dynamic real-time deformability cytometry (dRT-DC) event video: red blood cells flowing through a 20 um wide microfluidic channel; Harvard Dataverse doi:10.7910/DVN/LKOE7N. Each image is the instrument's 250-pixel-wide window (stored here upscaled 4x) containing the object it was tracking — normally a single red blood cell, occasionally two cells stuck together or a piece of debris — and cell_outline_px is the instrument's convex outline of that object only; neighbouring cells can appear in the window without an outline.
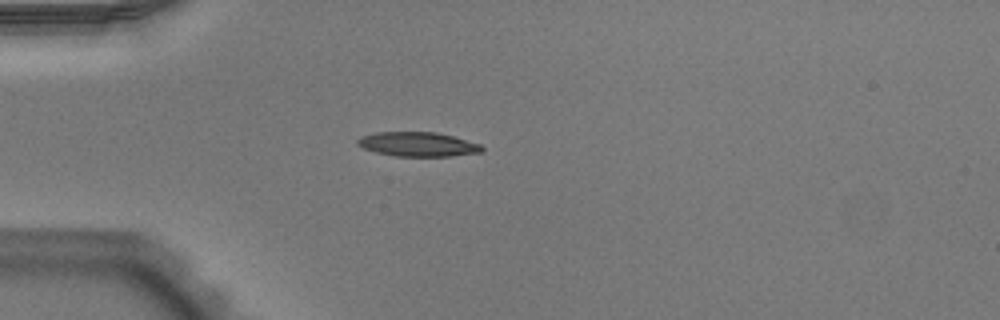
{"species": "Egyptian fruit bat (a non-hibernating species)", "species_latin": "Rousettus aegyptiacus", "temperature_condition": "warm", "stored_images_in_passage": 51, "camera_frame_rate_fps": 3000, "um_per_image_px": 0.085, "animal": {"sex": "male"}, "frame": {"image": 1, "passage_image": 14, "time_ms": 4.333, "image_size_px": [1000, 320], "cell_outline_px": [[484, 152], [448, 156], [396, 156], [376, 152], [364, 148], [356, 144], [356, 140], [360, 136], [376, 132], [436, 132], [452, 136], [480, 144], [484, 148]], "centroid_in_image_um": [35.5, 12.26], "position_along_channel_um": 49.5, "area_um2": 17.63}}
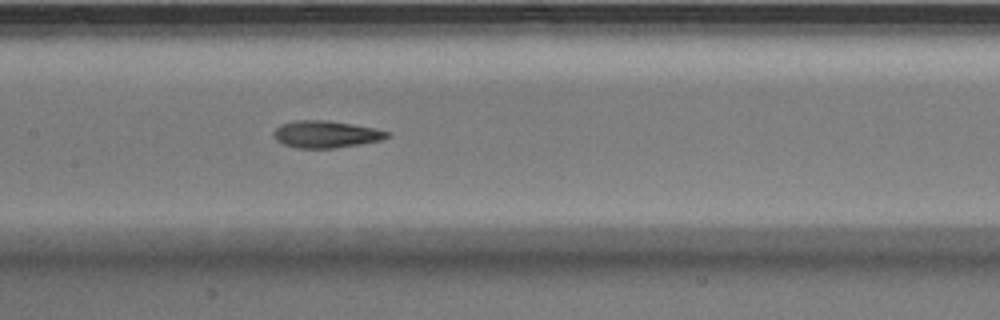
{"frame": {"image": 2, "passage_image": 25, "time_ms": 8.0, "image_size_px": [1000, 320], "cell_outline_px": [[392, 132], [388, 136], [380, 140], [360, 144], [336, 148], [296, 148], [284, 144], [276, 140], [272, 132], [280, 124], [296, 120], [324, 120], [352, 124], [376, 128]], "centroid_in_image_um": [27.69, 11.41], "position_along_channel_um": 179.7, "area_um2": 17.92}}
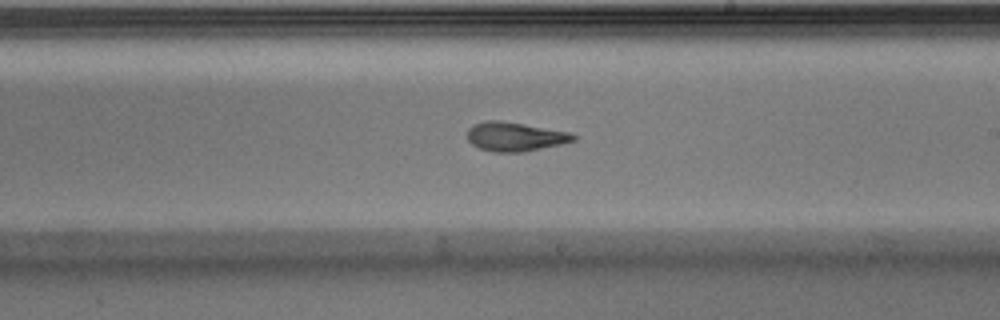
{"frame": {"image": 3, "passage_image": 30, "time_ms": 9.667, "image_size_px": [1000, 320], "cell_outline_px": [[576, 140], [560, 144], [524, 152], [492, 152], [480, 148], [472, 144], [468, 140], [468, 128], [472, 124], [488, 120], [500, 120], [572, 132], [576, 136]], "centroid_in_image_um": [43.78, 11.61], "position_along_channel_um": 245.2, "area_um2": 18.03}, "authors_computed_cell_mechanics": {"area_um2": 17.6868, "velocity_mm_per_s": 3.9487, "shape_relaxation_time_tau1_ms": 3.1991, "shape_relaxation_time_tau2_ms": 2.301, "deformation_change_tau1": 0.1997, "deformation_change_tau2": 0.1173}}